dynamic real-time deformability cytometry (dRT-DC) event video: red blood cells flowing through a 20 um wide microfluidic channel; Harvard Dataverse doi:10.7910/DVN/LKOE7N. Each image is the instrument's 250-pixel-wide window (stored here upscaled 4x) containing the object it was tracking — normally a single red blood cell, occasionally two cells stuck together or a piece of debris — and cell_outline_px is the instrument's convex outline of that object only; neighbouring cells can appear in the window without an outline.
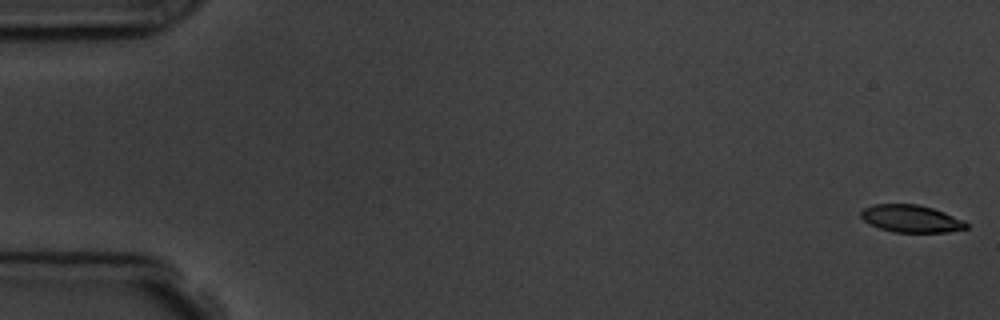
{"species": "common noctule bat (a hibernating species)", "species_latin": "Nyctalus noctula", "temperature_condition": "room temperature", "stored_images_in_passage": 5, "camera_frame_rate_fps": 3000, "um_per_image_px": 0.085, "animal": {"sex": "male", "body_mass_g": 19.5, "forearm_length_mm": 54.6}, "frame": {"image": 1, "passage_image": 1, "time_ms": 0.0, "image_size_px": [1000, 320], "cell_outline_px": [[968, 228], [948, 232], [892, 232], [868, 224], [860, 216], [860, 212], [864, 208], [872, 204], [916, 204], [932, 208], [944, 212], [964, 220], [968, 224]], "centroid_in_image_um": [77.43, 18.59], "position_along_channel_um": 7.6, "area_um2": 16.88}}
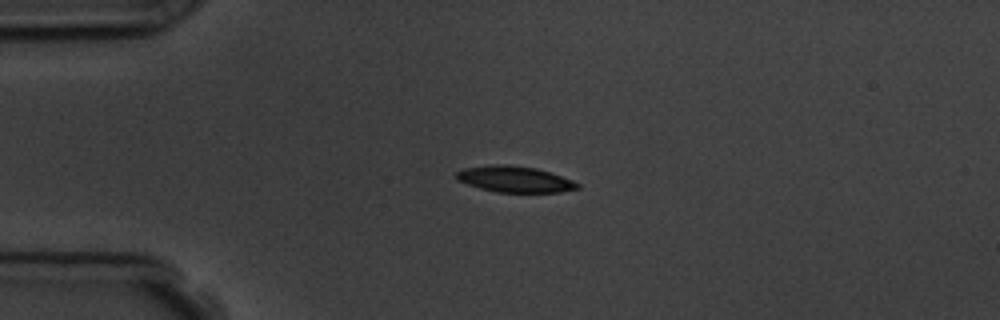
{"frame": {"image": 2, "passage_image": 5, "time_ms": 4.333, "image_size_px": [1000, 320], "cell_outline_px": [[580, 188], [560, 192], [496, 192], [480, 188], [456, 180], [456, 172], [464, 168], [492, 164], [508, 164], [536, 168], [572, 180], [580, 184]], "centroid_in_image_um": [43.73, 15.23], "position_along_channel_um": 41.3, "area_um2": 18.38}}